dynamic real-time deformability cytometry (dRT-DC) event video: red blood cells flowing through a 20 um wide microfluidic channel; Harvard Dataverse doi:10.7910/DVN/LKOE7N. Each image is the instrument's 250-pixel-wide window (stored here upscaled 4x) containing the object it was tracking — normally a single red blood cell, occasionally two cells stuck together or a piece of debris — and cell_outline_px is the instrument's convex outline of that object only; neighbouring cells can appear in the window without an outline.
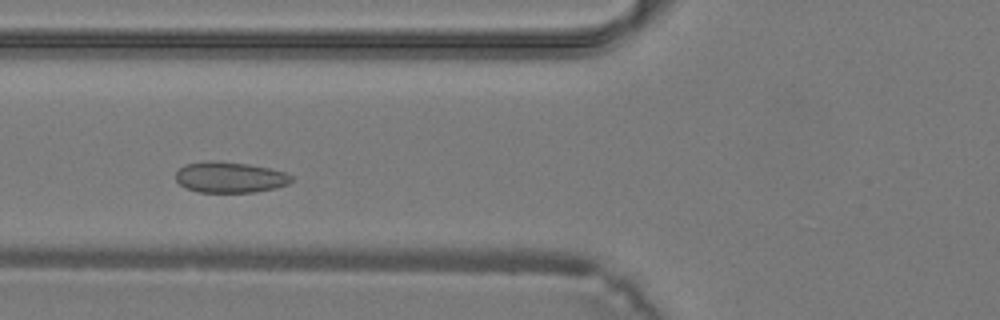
{"species": "common noctule bat (a hibernating species)", "species_latin": "Nyctalus noctula", "temperature_condition": "warm", "stored_images_in_passage": 18, "camera_frame_rate_fps": 3000, "um_per_image_px": 0.085, "animal": {"sex": "male", "body_mass_g": 19.2, "forearm_length_mm": 51.8}, "frame": {"image": 1, "passage_image": 8, "time_ms": 2.333, "image_size_px": [1000, 320], "cell_outline_px": [[292, 180], [288, 184], [276, 188], [252, 192], [200, 192], [184, 188], [176, 180], [176, 172], [184, 164], [208, 160], [216, 160], [248, 164], [268, 168], [284, 172], [292, 176]], "centroid_in_image_um": [19.51, 15.06], "position_along_channel_um": 106.3, "area_um2": 20.87}}
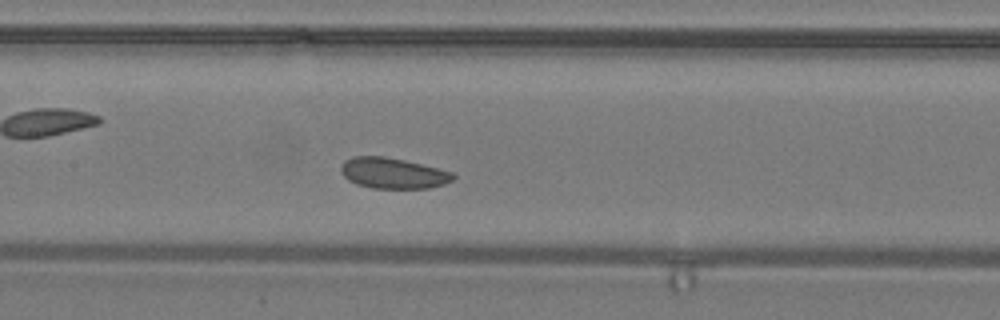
{"frame": {"image": 2, "passage_image": 12, "time_ms": 3.667, "image_size_px": [1000, 320], "cell_outline_px": [[456, 176], [452, 180], [444, 184], [428, 188], [372, 188], [356, 184], [348, 180], [340, 172], [340, 168], [344, 160], [352, 156], [384, 156], [404, 160], [452, 172]], "centroid_in_image_um": [33.36, 14.72], "position_along_channel_um": 174.0, "area_um2": 20.06}}
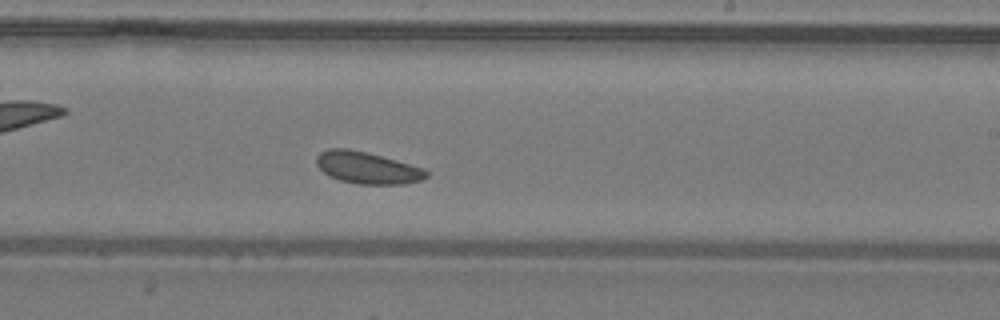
{"frame": {"image": 3, "passage_image": 17, "time_ms": 5.333, "image_size_px": [1000, 320], "cell_outline_px": [[428, 176], [420, 180], [404, 184], [360, 184], [340, 180], [328, 176], [316, 164], [316, 156], [320, 152], [328, 148], [348, 148], [380, 156], [424, 168], [428, 172]], "centroid_in_image_um": [31.19, 14.26], "position_along_channel_um": 257.8, "area_um2": 20.23}}